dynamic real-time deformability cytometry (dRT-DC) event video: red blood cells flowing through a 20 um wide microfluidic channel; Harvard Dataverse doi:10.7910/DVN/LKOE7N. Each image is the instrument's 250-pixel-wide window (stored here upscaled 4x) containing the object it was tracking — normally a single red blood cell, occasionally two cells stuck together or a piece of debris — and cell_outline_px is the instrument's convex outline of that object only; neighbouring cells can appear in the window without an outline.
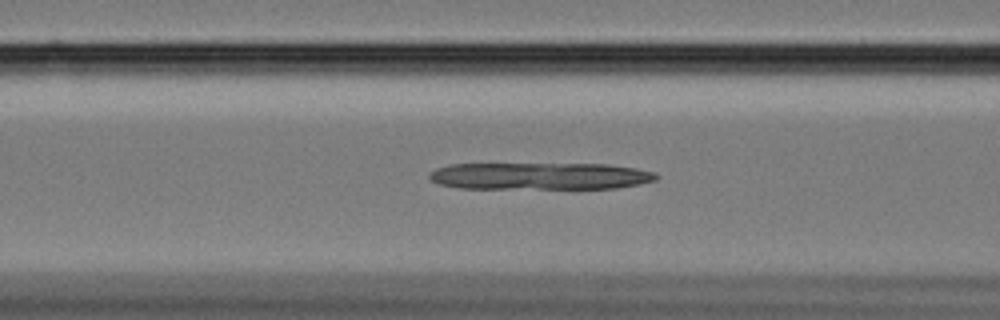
{"species": "Egyptian fruit bat (a non-hibernating species)", "species_latin": "Rousettus aegyptiacus", "temperature_condition": "cold", "stored_images_in_passage": 57, "camera_frame_rate_fps": 3000, "um_per_image_px": 0.085, "animal": {"sex": "female"}, "frame": {"image": 1, "passage_image": 22, "time_ms": 7.0, "image_size_px": [1000, 320], "cell_outline_px": [[660, 176], [656, 180], [640, 184], [616, 188], [460, 188], [436, 184], [428, 176], [428, 172], [436, 168], [448, 164], [608, 164], [636, 168], [656, 172]], "centroid_in_image_um": [45.89, 14.96], "position_along_channel_um": 120.7, "area_um2": 36.01}}
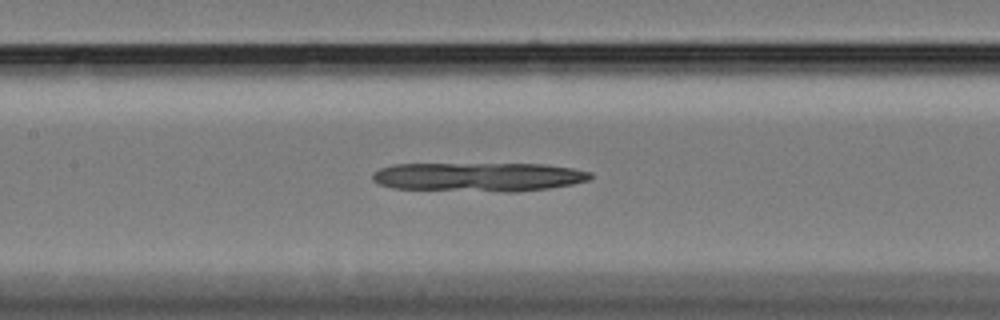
{"frame": {"image": 2, "passage_image": 26, "time_ms": 8.333, "image_size_px": [1000, 320], "cell_outline_px": [[592, 176], [588, 180], [572, 184], [548, 188], [520, 192], [504, 192], [392, 188], [380, 184], [372, 180], [372, 176], [380, 168], [396, 164], [544, 164], [572, 168], [592, 172]], "centroid_in_image_um": [40.7, 15.04], "position_along_channel_um": 166.7, "area_um2": 36.82}}